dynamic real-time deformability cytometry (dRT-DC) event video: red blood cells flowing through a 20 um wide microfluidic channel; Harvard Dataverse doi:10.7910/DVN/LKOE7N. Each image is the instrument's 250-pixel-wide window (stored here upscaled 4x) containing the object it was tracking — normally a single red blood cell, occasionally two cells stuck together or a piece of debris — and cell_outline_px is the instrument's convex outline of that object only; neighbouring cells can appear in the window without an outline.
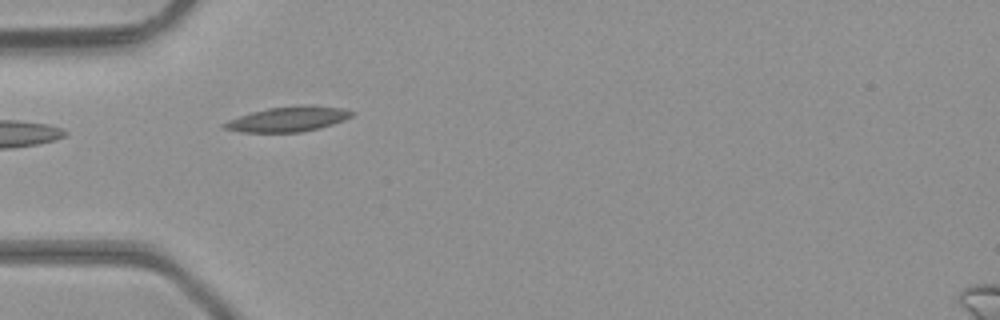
{"species": "common noctule bat (a hibernating species)", "species_latin": "Nyctalus noctula", "temperature_condition": "room temperature", "stored_images_in_passage": 8, "camera_frame_rate_fps": 3000, "um_per_image_px": 0.085, "animal": {"sex": "male", "body_mass_g": 23.1, "forearm_length_mm": 52.7}, "frame": {"image": 1, "passage_image": 1, "time_ms": 0.0, "image_size_px": [1000, 320], "cell_outline_px": [[356, 112], [352, 116], [344, 120], [320, 128], [300, 132], [244, 132], [224, 128], [220, 124], [228, 120], [252, 112], [268, 108], [304, 104], [312, 104], [344, 108]], "centroid_in_image_um": [24.54, 10.1], "position_along_channel_um": 60.5, "area_um2": 18.73}}